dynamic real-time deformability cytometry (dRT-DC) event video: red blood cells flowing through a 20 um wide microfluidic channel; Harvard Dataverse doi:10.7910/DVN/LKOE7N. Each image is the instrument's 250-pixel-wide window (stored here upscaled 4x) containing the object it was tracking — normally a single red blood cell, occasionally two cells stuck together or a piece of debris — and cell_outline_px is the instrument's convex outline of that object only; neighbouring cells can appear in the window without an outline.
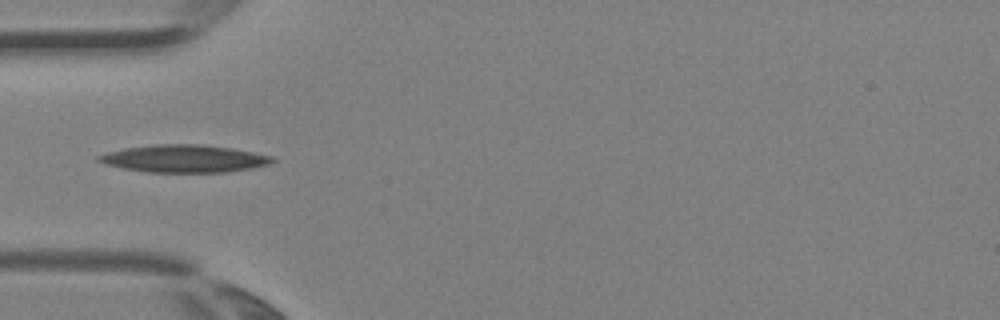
{"species": "Egyptian fruit bat (a non-hibernating species)", "species_latin": "Rousettus aegyptiacus", "temperature_condition": "room temperature", "stored_images_in_passage": 3, "camera_frame_rate_fps": 3000, "um_per_image_px": 0.085, "animal": {"sex": "female"}, "frame": {"image": 1, "passage_image": 3, "time_ms": 0.667, "image_size_px": [1000, 320], "cell_outline_px": [[276, 160], [272, 164], [252, 168], [228, 172], [148, 172], [124, 168], [104, 164], [96, 160], [96, 156], [108, 152], [124, 148], [156, 144], [204, 144], [232, 148], [272, 156]], "centroid_in_image_um": [15.67, 13.48], "position_along_channel_um": 69.3, "area_um2": 27.98}}